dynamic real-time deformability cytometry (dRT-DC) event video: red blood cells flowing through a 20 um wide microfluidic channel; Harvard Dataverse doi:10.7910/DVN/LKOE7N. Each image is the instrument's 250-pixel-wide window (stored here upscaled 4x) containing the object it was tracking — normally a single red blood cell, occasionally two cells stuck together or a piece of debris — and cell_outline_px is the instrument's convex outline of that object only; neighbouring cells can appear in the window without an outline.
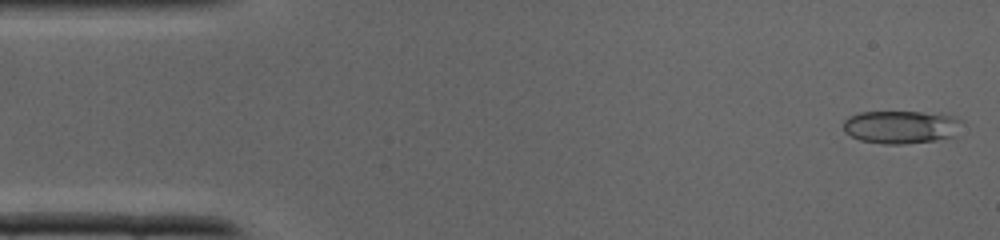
{"species": "common noctule bat (a hibernating species)", "species_latin": "Nyctalus noctula", "temperature_condition": "cold", "stored_images_in_passage": 36, "camera_frame_rate_fps": 3000, "um_per_image_px": 0.085, "animal": {"sex": "male", "body_mass_g": 19.0, "forearm_length_mm": 50.8}, "frame": {"image": 1, "passage_image": 1, "time_ms": 0.0, "image_size_px": [1000, 240], "cell_outline_px": [[964, 120], [956, 136], [936, 140], [904, 144], [884, 144], [860, 140], [844, 132], [844, 120], [848, 116], [860, 112], [920, 112], [956, 116]], "centroid_in_image_um": [76.62, 10.79], "position_along_channel_um": 8.4, "area_um2": 23.0}}
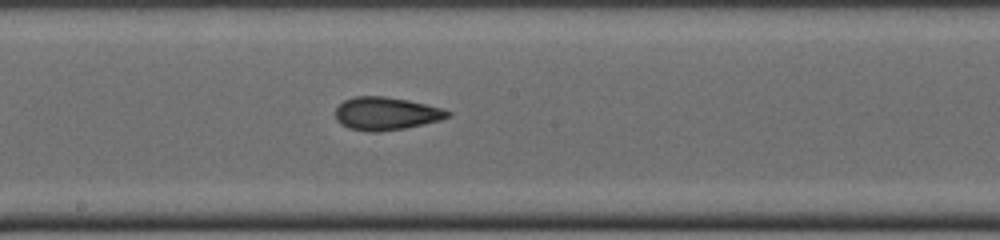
{"frame": {"image": 2, "passage_image": 19, "time_ms": 6.0, "image_size_px": [1000, 240], "cell_outline_px": [[452, 116], [440, 120], [404, 128], [380, 132], [372, 132], [348, 128], [340, 124], [336, 120], [336, 108], [344, 100], [356, 96], [384, 96], [408, 100], [444, 108], [452, 112]], "centroid_in_image_um": [32.83, 9.65], "position_along_channel_um": 215.4, "area_um2": 21.68}}
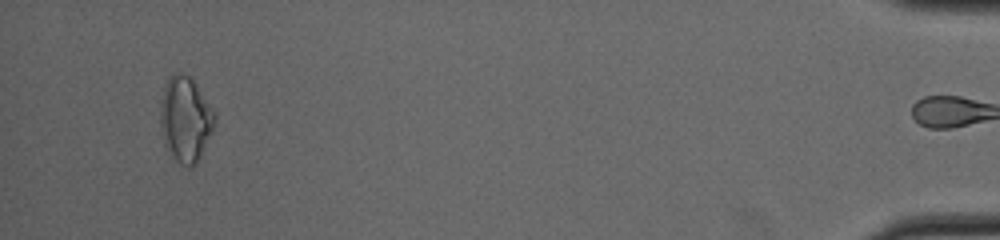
{"frame": {"image": 3, "passage_image": 35, "time_ms": 11.333, "image_size_px": [1000, 240], "cell_outline_px": [[216, 124], [196, 164], [188, 168], [180, 164], [168, 156], [164, 144], [160, 124], [160, 104], [164, 84], [168, 76], [176, 72], [180, 72], [188, 76], [192, 80], [216, 112]], "centroid_in_image_um": [15.74, 10.16], "position_along_channel_um": 419.5, "area_um2": 27.51}}